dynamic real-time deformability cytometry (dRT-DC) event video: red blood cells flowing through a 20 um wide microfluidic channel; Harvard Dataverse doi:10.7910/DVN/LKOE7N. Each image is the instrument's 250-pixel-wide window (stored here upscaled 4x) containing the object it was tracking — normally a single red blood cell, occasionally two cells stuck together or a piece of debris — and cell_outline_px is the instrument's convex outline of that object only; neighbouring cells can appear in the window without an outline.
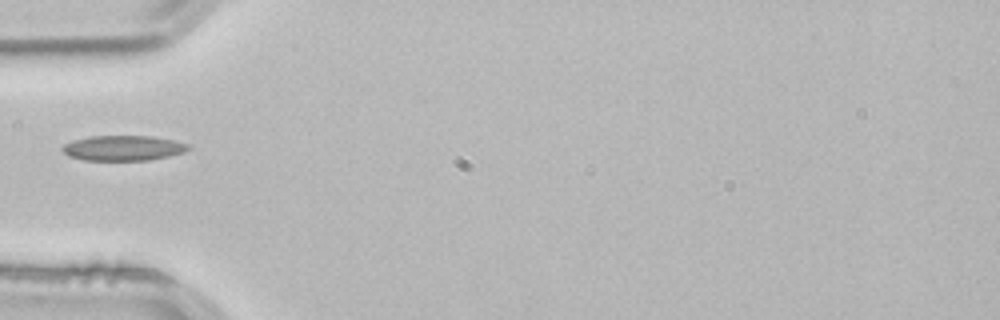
{"species": "common noctule bat (a hibernating species)", "species_latin": "Nyctalus noctula", "temperature_condition": "room temperature", "stored_images_in_passage": 16, "camera_frame_rate_fps": 3000, "um_per_image_px": 0.085, "animal": {"sex": "male", "body_mass_g": 21.5, "forearm_length_mm": 52.0}, "frame": {"image": 1, "passage_image": 1, "time_ms": 0.0, "image_size_px": [1000, 320], "cell_outline_px": [[192, 148], [184, 152], [168, 156], [148, 160], [84, 160], [68, 156], [60, 148], [64, 144], [72, 140], [88, 136], [152, 136], [192, 144]], "centroid_in_image_um": [10.48, 12.58], "position_along_channel_um": 74.5, "area_um2": 18.61}}
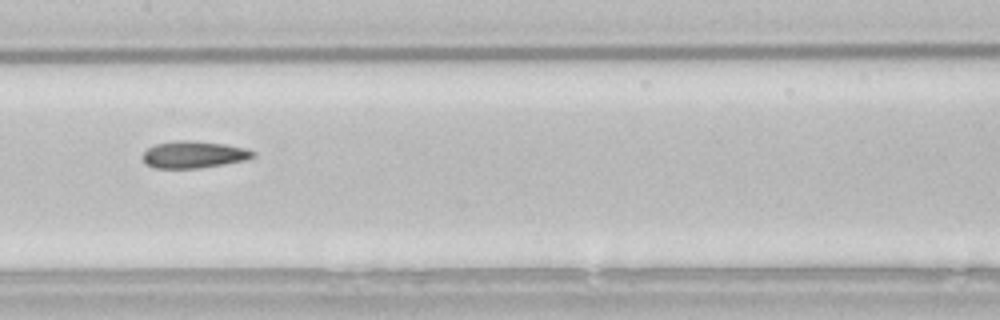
{"frame": {"image": 2, "passage_image": 10, "time_ms": 3.0, "image_size_px": [1000, 320], "cell_outline_px": [[256, 156], [244, 160], [224, 164], [200, 168], [152, 168], [144, 160], [144, 152], [148, 148], [156, 144], [180, 140], [188, 140], [224, 144], [248, 148], [256, 152]], "centroid_in_image_um": [16.52, 13.14], "position_along_channel_um": 190.9, "area_um2": 17.22}}